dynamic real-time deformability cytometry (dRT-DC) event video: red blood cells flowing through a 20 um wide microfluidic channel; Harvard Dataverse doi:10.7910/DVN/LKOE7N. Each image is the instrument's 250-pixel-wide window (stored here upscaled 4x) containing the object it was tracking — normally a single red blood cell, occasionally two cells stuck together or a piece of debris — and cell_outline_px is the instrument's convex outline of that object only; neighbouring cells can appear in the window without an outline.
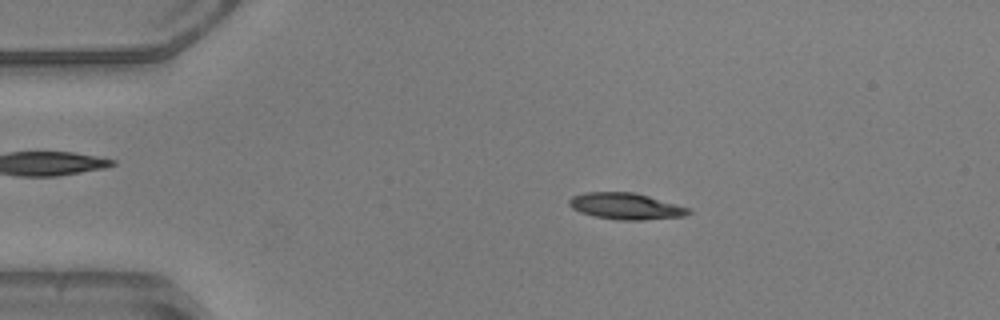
{"species": "common noctule bat (a hibernating species)", "species_latin": "Nyctalus noctula", "temperature_condition": "warm", "stored_images_in_passage": 30, "camera_frame_rate_fps": 3000, "um_per_image_px": 0.085, "animal": {"sex": "male", "body_mass_g": 20.5, "forearm_length_mm": 52.5}, "frame": {"image": 1, "passage_image": 7, "time_ms": 2.0, "image_size_px": [1000, 320], "cell_outline_px": [[692, 212], [684, 216], [640, 220], [620, 220], [596, 216], [580, 212], [572, 208], [568, 204], [568, 200], [572, 196], [584, 192], [632, 192], [648, 196], [692, 208]], "centroid_in_image_um": [53.2, 17.52], "position_along_channel_um": 31.8, "area_um2": 18.32}}
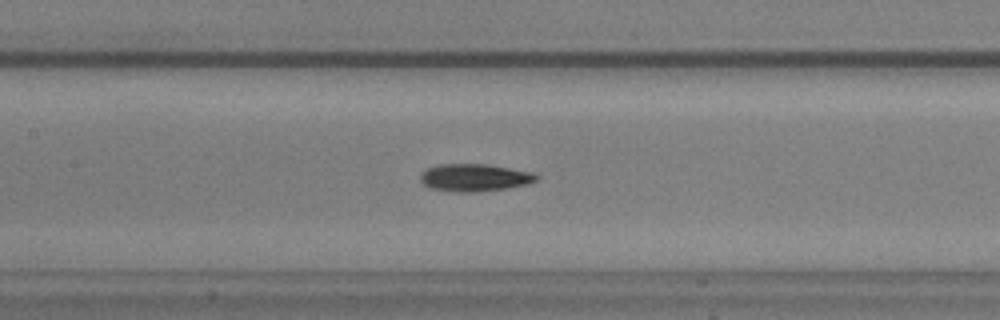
{"frame": {"image": 2, "passage_image": 21, "time_ms": 6.667, "image_size_px": [1000, 320], "cell_outline_px": [[540, 176], [536, 180], [528, 184], [508, 188], [476, 192], [456, 192], [428, 188], [420, 180], [420, 172], [428, 168], [440, 164], [484, 164], [532, 172]], "centroid_in_image_um": [40.31, 15.1], "position_along_channel_um": 167.1, "area_um2": 18.61}}
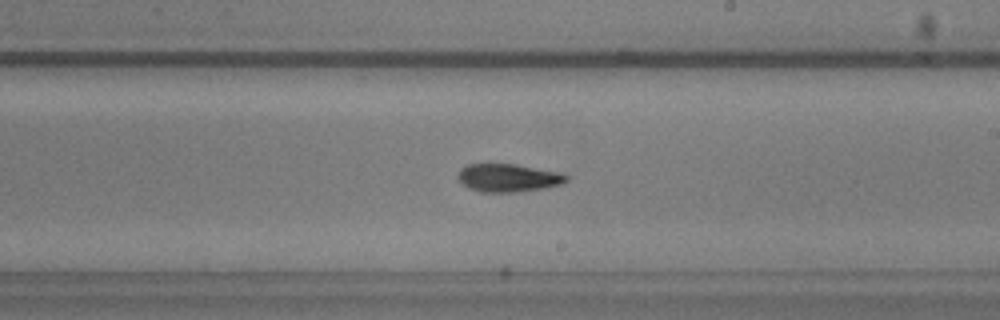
{"frame": {"image": 3, "passage_image": 27, "time_ms": 8.667, "image_size_px": [1000, 320], "cell_outline_px": [[568, 180], [560, 184], [544, 188], [516, 192], [480, 192], [468, 188], [456, 176], [460, 168], [468, 164], [516, 164], [560, 172], [568, 176]], "centroid_in_image_um": [43.18, 15.11], "position_along_channel_um": 245.8, "area_um2": 17.74}}